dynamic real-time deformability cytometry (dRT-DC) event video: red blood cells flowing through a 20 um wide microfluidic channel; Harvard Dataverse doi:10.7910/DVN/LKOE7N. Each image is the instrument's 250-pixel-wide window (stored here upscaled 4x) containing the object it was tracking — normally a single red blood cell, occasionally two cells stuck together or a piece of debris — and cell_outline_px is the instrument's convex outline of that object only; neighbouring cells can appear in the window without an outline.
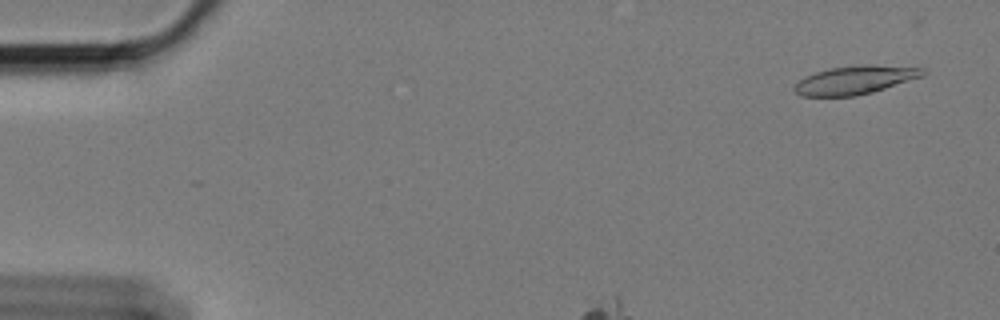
{"species": "Egyptian fruit bat (a non-hibernating species)", "species_latin": "Rousettus aegyptiacus", "temperature_condition": "cold", "stored_images_in_passage": 54, "segment_of_instrument_passage": [1, 3], "camera_frame_rate_fps": 3000, "um_per_image_px": 0.085, "animal": {"sex": "female"}, "frame": {"image": 1, "passage_image": 3, "time_ms": 0.667, "image_size_px": [1000, 320], "cell_outline_px": [[928, 72], [924, 76], [872, 92], [856, 96], [800, 96], [792, 88], [804, 76], [828, 68], [864, 64], [868, 64], [924, 68]], "centroid_in_image_um": [72.69, 6.79], "position_along_channel_um": 12.3, "area_um2": 21.39}}